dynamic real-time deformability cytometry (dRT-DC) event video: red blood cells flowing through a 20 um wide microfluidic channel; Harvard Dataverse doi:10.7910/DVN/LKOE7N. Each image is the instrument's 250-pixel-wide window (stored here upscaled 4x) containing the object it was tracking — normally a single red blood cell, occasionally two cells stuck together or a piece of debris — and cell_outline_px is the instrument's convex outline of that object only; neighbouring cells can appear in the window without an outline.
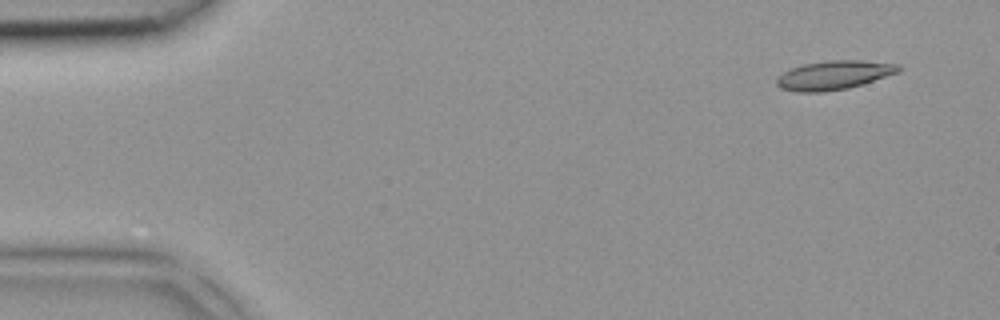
{"species": "common noctule bat (a hibernating species)", "species_latin": "Nyctalus noctula", "temperature_condition": "room temperature", "stored_images_in_passage": 4, "camera_frame_rate_fps": 3000, "um_per_image_px": 0.085, "animal": {"sex": "female", "body_mass_g": 18.4}, "frame": {"image": 1, "passage_image": 1, "time_ms": 0.0, "image_size_px": [1000, 320], "cell_outline_px": [[900, 72], [848, 88], [824, 92], [796, 92], [780, 88], [776, 84], [776, 76], [792, 68], [804, 64], [828, 60], [860, 60], [900, 64]], "centroid_in_image_um": [70.87, 6.39], "position_along_channel_um": 14.1, "area_um2": 20.58}}
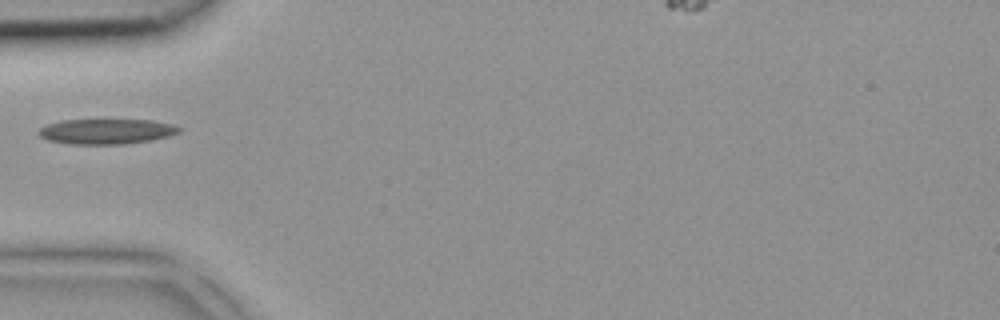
{"frame": {"image": 2, "passage_image": 4, "time_ms": 1.0, "image_size_px": [1000, 320], "cell_outline_px": [[184, 128], [180, 132], [168, 136], [152, 140], [124, 144], [68, 144], [48, 140], [40, 136], [40, 128], [48, 124], [64, 120], [152, 120], [172, 124]], "centroid_in_image_um": [9.1, 11.17], "position_along_channel_um": 75.9, "area_um2": 20.58}}